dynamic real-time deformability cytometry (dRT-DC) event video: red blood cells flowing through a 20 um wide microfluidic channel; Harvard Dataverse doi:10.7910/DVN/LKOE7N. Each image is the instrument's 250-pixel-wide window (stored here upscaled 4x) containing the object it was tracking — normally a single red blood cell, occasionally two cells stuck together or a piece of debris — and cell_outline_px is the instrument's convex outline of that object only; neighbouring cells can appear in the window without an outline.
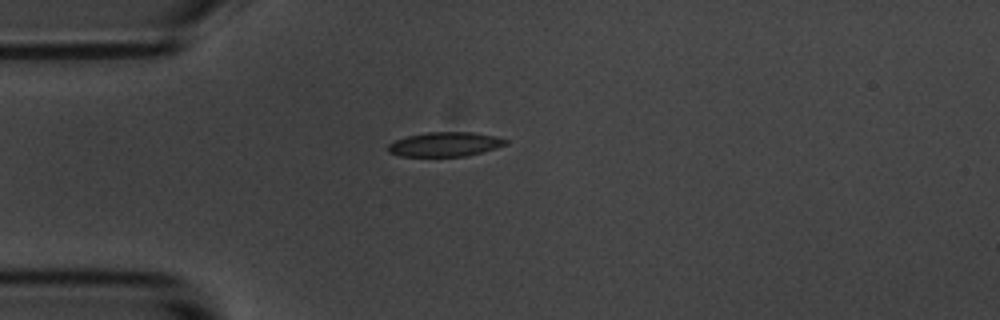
{"species": "common noctule bat (a hibernating species)", "species_latin": "Nyctalus noctula", "temperature_condition": "room temperature", "stored_images_in_passage": 1, "camera_frame_rate_fps": 3000, "um_per_image_px": 0.085, "animal": {"sex": "male", "body_mass_g": 20.1, "forearm_length_mm": 53.5}, "frame": {"image": 1, "passage_image": 1, "time_ms": 0.0, "image_size_px": [1000, 320], "cell_outline_px": [[508, 144], [496, 148], [464, 156], [400, 156], [388, 152], [388, 144], [396, 140], [408, 136], [428, 132], [472, 132], [492, 136], [508, 140]], "centroid_in_image_um": [37.81, 12.26], "position_along_channel_um": 47.2, "area_um2": 16.47}}